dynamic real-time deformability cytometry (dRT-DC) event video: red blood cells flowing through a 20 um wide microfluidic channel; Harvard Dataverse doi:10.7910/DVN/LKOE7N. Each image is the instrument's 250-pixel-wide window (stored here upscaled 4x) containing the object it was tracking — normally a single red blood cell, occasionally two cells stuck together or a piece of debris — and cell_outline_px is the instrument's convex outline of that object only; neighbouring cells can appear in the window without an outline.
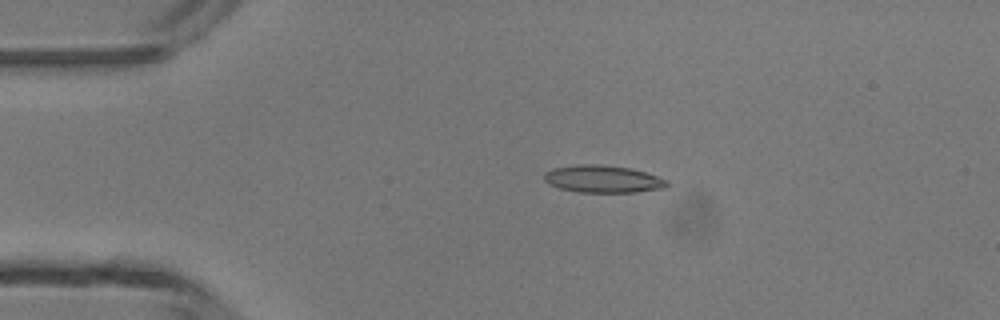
{"species": "common noctule bat (a hibernating species)", "species_latin": "Nyctalus noctula", "temperature_condition": "room temperature", "stored_images_in_passage": 3, "camera_frame_rate_fps": 3000, "um_per_image_px": 0.085, "animal": {"sex": "male", "body_mass_g": 13.3}, "frame": {"image": 1, "passage_image": 2, "time_ms": 1.0, "image_size_px": [1000, 320], "cell_outline_px": [[668, 184], [664, 188], [636, 192], [580, 192], [560, 188], [548, 184], [544, 180], [544, 172], [552, 168], [580, 164], [596, 164], [632, 168], [668, 180]], "centroid_in_image_um": [51.22, 15.21], "position_along_channel_um": 33.8, "area_um2": 19.54}}